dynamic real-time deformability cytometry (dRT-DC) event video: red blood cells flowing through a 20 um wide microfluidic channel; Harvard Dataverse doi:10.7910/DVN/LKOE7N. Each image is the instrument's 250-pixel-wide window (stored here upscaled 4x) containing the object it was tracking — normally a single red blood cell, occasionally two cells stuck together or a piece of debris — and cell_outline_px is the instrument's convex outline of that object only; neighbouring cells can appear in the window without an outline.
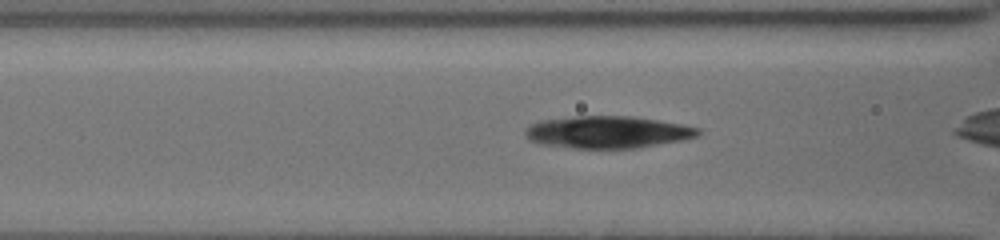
{"species": "common noctule bat (a hibernating species)", "species_latin": "Nyctalus noctula", "temperature_condition": "cold", "stored_images_in_passage": 29, "camera_frame_rate_fps": 3000, "um_per_image_px": 0.085, "animal": {"sex": "female", "body_mass_g": 19.5, "forearm_length_mm": 54.1}, "frame": {"image": 1, "passage_image": 6, "time_ms": 1.667, "image_size_px": [1000, 240], "cell_outline_px": [[700, 132], [696, 136], [680, 140], [636, 148], [572, 148], [544, 144], [532, 140], [524, 132], [532, 124], [540, 120], [576, 116], [632, 116], [684, 124], [700, 128]], "centroid_in_image_um": [51.68, 11.22], "position_along_channel_um": 114.9, "area_um2": 32.02}}
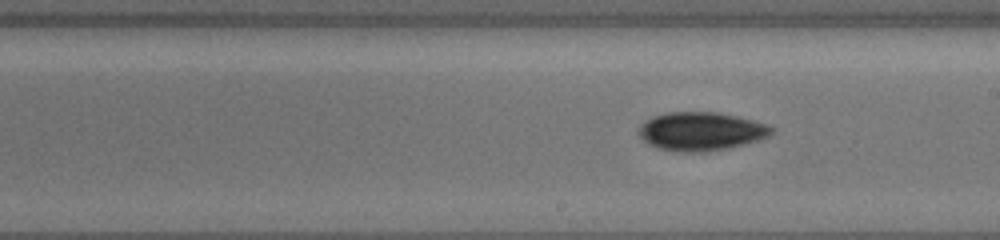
{"frame": {"image": 2, "passage_image": 15, "time_ms": 4.667, "image_size_px": [1000, 240], "cell_outline_px": [[772, 132], [768, 136], [760, 140], [728, 148], [708, 152], [676, 152], [660, 148], [648, 144], [636, 132], [640, 124], [652, 116], [668, 112], [720, 112], [768, 124], [772, 128]], "centroid_in_image_um": [59.56, 11.16], "position_along_channel_um": 229.4, "area_um2": 30.0}}
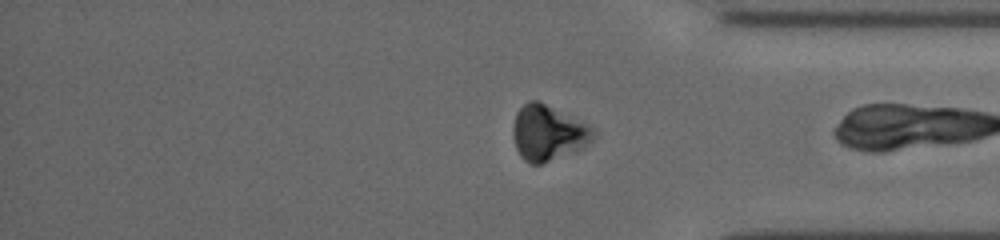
{"frame": {"image": 3, "passage_image": 28, "time_ms": 9.0, "image_size_px": [1000, 240], "cell_outline_px": [[596, 136], [584, 148], [540, 164], [528, 164], [520, 156], [516, 148], [512, 136], [512, 124], [516, 112], [528, 100], [540, 100], [588, 124], [592, 128]], "centroid_in_image_um": [46.56, 11.28], "position_along_channel_um": 388.6, "area_um2": 26.3}}